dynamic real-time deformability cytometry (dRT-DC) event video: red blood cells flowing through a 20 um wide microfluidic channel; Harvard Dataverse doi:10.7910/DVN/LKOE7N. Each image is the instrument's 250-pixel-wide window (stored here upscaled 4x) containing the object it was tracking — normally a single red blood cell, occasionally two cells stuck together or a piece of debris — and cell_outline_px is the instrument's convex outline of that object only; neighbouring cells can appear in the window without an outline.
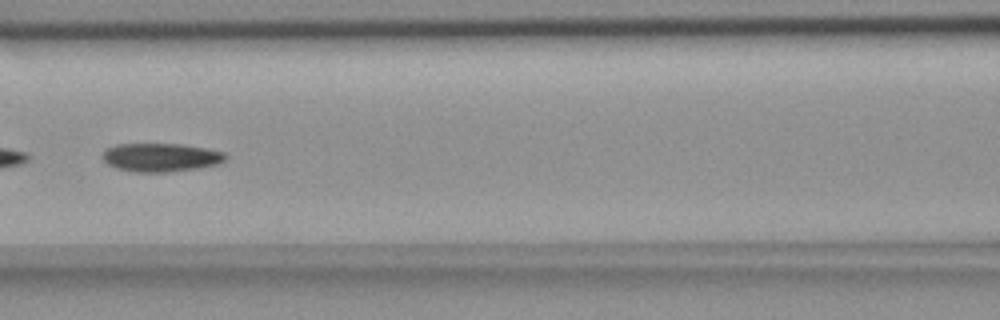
{"species": "common noctule bat (a hibernating species)", "species_latin": "Nyctalus noctula", "temperature_condition": "room temperature", "stored_images_in_passage": 55, "camera_frame_rate_fps": 3000, "um_per_image_px": 0.085, "animal": {"sex": "female", "body_mass_g": 18.4}, "frame": {"image": 1, "passage_image": 24, "time_ms": 7.667, "image_size_px": [1000, 320], "cell_outline_px": [[228, 156], [220, 164], [200, 168], [168, 172], [136, 172], [116, 168], [108, 164], [100, 156], [108, 148], [116, 144], [184, 144], [208, 148], [224, 152]], "centroid_in_image_um": [13.71, 13.38], "position_along_channel_um": 152.9, "area_um2": 20.63}}
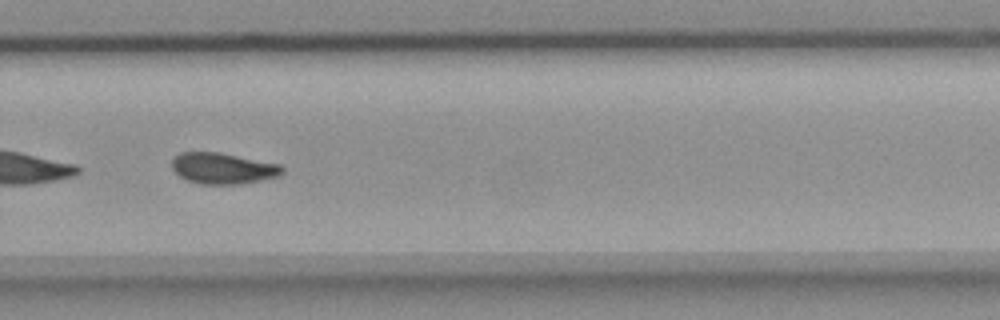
{"frame": {"image": 2, "passage_image": 37, "time_ms": 12.0, "image_size_px": [1000, 320], "cell_outline_px": [[284, 172], [280, 176], [240, 184], [200, 184], [188, 180], [180, 176], [172, 168], [172, 160], [180, 152], [220, 152], [280, 164], [284, 168]], "centroid_in_image_um": [18.98, 14.3], "position_along_channel_um": 310.8, "area_um2": 20.0}}
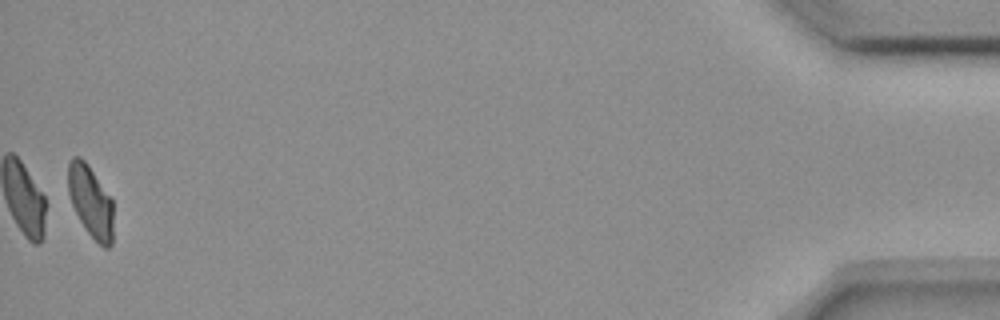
{"frame": {"image": 3, "passage_image": 54, "time_ms": 17.667, "image_size_px": [1000, 320], "cell_outline_px": [[112, 244], [108, 248], [104, 248], [88, 232], [80, 220], [72, 204], [68, 192], [68, 164], [72, 156], [80, 156], [88, 164], [112, 200]], "centroid_in_image_um": [7.69, 17.09], "position_along_channel_um": 427.5, "area_um2": 18.61}, "authors_computed_cell_mechanics": {"area_um2": 20.5768, "velocity_mm_per_s": 3.6626, "shape_relaxation_time_tau1_ms": null, "shape_relaxation_time_tau2_ms": 6.616, "deformation_change_tau1": null, "deformation_change_tau2": 0.1154}}